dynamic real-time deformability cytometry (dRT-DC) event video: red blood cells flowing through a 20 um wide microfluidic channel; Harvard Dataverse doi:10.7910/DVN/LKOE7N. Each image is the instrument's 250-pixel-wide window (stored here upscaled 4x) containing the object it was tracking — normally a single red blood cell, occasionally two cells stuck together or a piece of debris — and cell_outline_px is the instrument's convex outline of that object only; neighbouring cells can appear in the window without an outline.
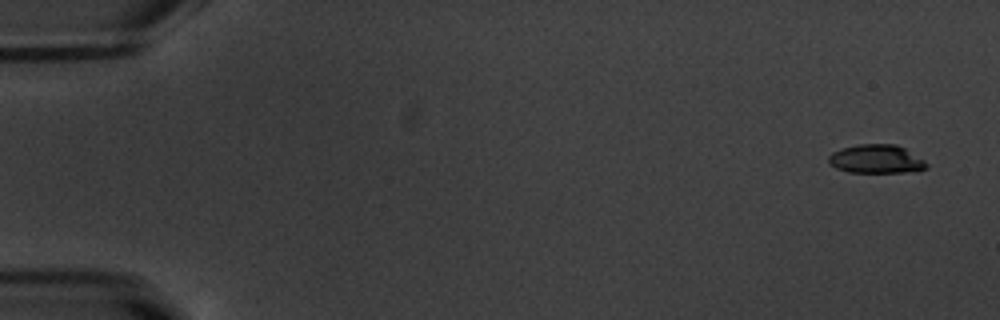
{"species": "common noctule bat (a hibernating species)", "species_latin": "Nyctalus noctula", "temperature_condition": "warm", "stored_images_in_passage": 53, "camera_frame_rate_fps": 3000, "um_per_image_px": 0.085, "animal": {"sex": "male", "body_mass_g": 20.1, "forearm_length_mm": 53.5}, "frame": {"image": 1, "passage_image": 1, "time_ms": 0.0, "image_size_px": [1000, 320], "cell_outline_px": [[928, 168], [904, 172], [848, 172], [836, 168], [828, 164], [828, 156], [832, 152], [844, 148], [860, 144], [896, 144], [904, 148], [924, 160], [928, 164]], "centroid_in_image_um": [74.46, 13.52], "position_along_channel_um": 10.5, "area_um2": 16.24}}
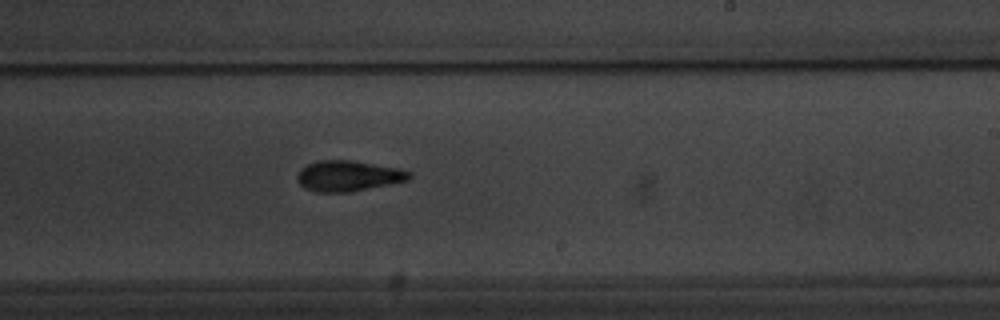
{"frame": {"image": 2, "passage_image": 32, "time_ms": 10.333, "image_size_px": [1000, 320], "cell_outline_px": [[412, 176], [408, 180], [348, 192], [316, 192], [304, 188], [296, 180], [296, 176], [300, 168], [316, 160], [352, 160], [400, 168], [412, 172]], "centroid_in_image_um": [29.57, 14.94], "position_along_channel_um": 259.4, "area_um2": 20.11}}
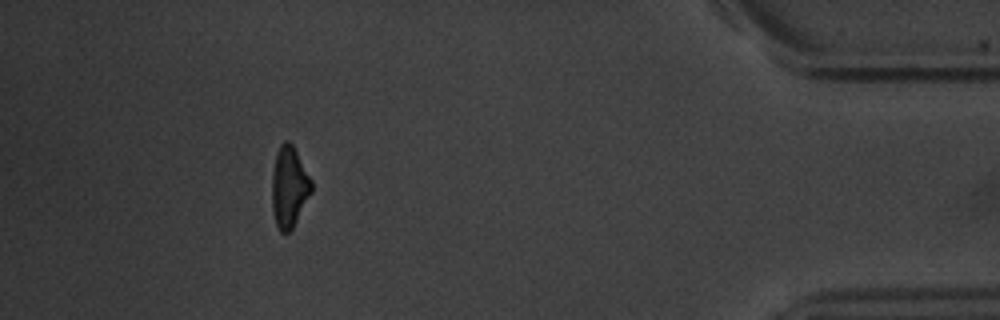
{"frame": {"image": 3, "passage_image": 48, "time_ms": 15.667, "image_size_px": [1000, 320], "cell_outline_px": [[312, 192], [292, 228], [288, 232], [280, 232], [276, 224], [272, 208], [272, 172], [276, 152], [280, 144], [284, 140], [288, 140], [292, 144], [312, 180]], "centroid_in_image_um": [24.57, 15.86], "position_along_channel_um": 410.6, "area_um2": 18.61}, "authors_computed_cell_mechanics": {"area_um2": 18.9006, "velocity_mm_per_s": 3.8008, "shape_relaxation_time_tau1_ms": 2.8624, "shape_relaxation_time_tau2_ms": 5.8373, "deformation_change_tau1": 0.1421, "deformation_change_tau2": 0.159}}